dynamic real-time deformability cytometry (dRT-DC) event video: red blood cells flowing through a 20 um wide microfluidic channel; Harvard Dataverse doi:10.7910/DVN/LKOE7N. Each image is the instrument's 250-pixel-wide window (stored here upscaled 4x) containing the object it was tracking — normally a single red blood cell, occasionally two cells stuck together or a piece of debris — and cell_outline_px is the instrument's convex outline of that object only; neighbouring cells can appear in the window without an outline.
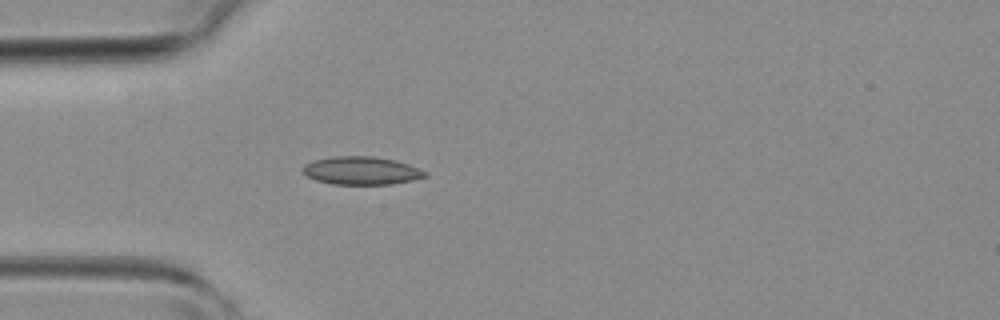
{"species": "common noctule bat (a hibernating species)", "species_latin": "Nyctalus noctula", "temperature_condition": "room temperature", "stored_images_in_passage": 33, "camera_frame_rate_fps": 3000, "um_per_image_px": 0.085, "animal": {"sex": "female", "body_mass_g": 19.3, "forearm_length_mm": 54.1}, "frame": {"image": 1, "passage_image": 1, "time_ms": 0.0, "image_size_px": [1000, 320], "cell_outline_px": [[428, 176], [412, 180], [392, 184], [332, 184], [316, 180], [300, 172], [300, 168], [304, 164], [312, 160], [332, 156], [372, 156], [396, 160], [408, 164], [428, 172]], "centroid_in_image_um": [30.68, 14.49], "position_along_channel_um": 54.3, "area_um2": 20.23}}
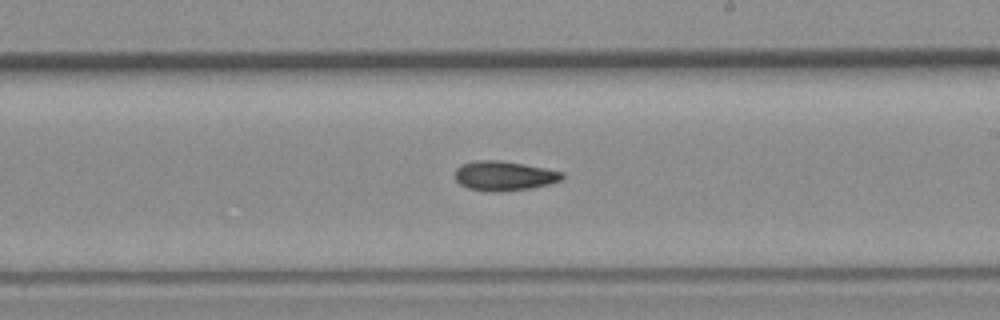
{"frame": {"image": 2, "passage_image": 14, "time_ms": 4.333, "image_size_px": [1000, 320], "cell_outline_px": [[564, 180], [532, 188], [500, 192], [484, 192], [468, 188], [460, 184], [456, 180], [456, 168], [460, 164], [476, 160], [500, 160], [544, 168], [564, 172]], "centroid_in_image_um": [42.85, 14.96], "position_along_channel_um": 246.2, "area_um2": 18.67}}
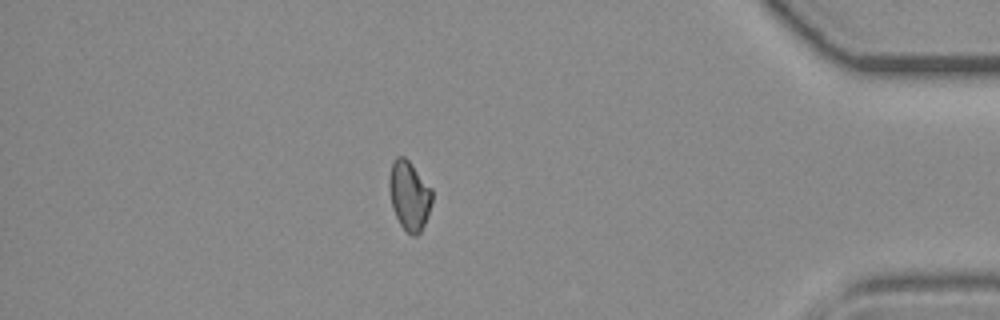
{"frame": {"image": 3, "passage_image": 27, "time_ms": 8.667, "image_size_px": [1000, 320], "cell_outline_px": [[432, 200], [428, 216], [420, 232], [416, 236], [412, 236], [400, 224], [392, 208], [388, 188], [388, 176], [392, 160], [396, 156], [404, 156], [408, 160], [432, 188]], "centroid_in_image_um": [34.76, 16.59], "position_along_channel_um": 400.4, "area_um2": 17.51}}